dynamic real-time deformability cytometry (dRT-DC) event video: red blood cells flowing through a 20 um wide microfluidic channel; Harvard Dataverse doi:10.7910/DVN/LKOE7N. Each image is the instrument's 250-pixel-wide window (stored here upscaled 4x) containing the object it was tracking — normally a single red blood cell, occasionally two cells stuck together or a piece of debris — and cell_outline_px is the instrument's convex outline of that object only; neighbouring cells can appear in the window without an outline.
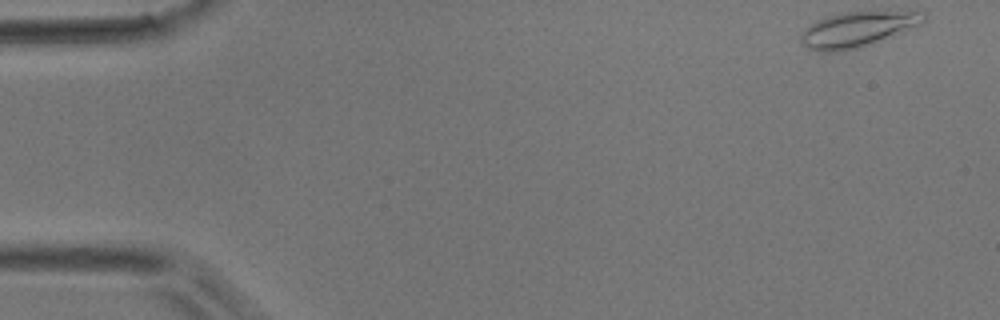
{"species": "common noctule bat (a hibernating species)", "species_latin": "Nyctalus noctula", "temperature_condition": "room temperature", "stored_images_in_passage": 43, "camera_frame_rate_fps": 3000, "um_per_image_px": 0.085, "animal": {"sex": "male", "body_mass_g": 17.9}, "frame": {"image": 1, "passage_image": 1, "time_ms": 0.0, "image_size_px": [1000, 320], "cell_outline_px": [[928, 16], [924, 20], [916, 24], [876, 40], [852, 48], [832, 52], [820, 52], [808, 48], [800, 40], [800, 36], [816, 20], [828, 16], [844, 12], [924, 12]], "centroid_in_image_um": [72.76, 2.47], "position_along_channel_um": 12.2, "area_um2": 23.52}}
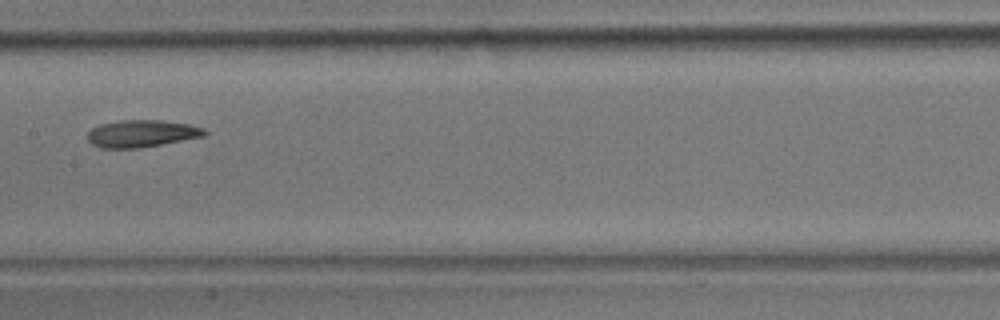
{"frame": {"image": 2, "passage_image": 21, "time_ms": 6.667, "image_size_px": [1000, 320], "cell_outline_px": [[208, 132], [204, 136], [140, 148], [100, 148], [92, 144], [88, 140], [88, 132], [92, 128], [100, 124], [120, 120], [160, 120], [188, 124], [204, 128]], "centroid_in_image_um": [12.03, 11.35], "position_along_channel_um": 195.4, "area_um2": 18.5}}
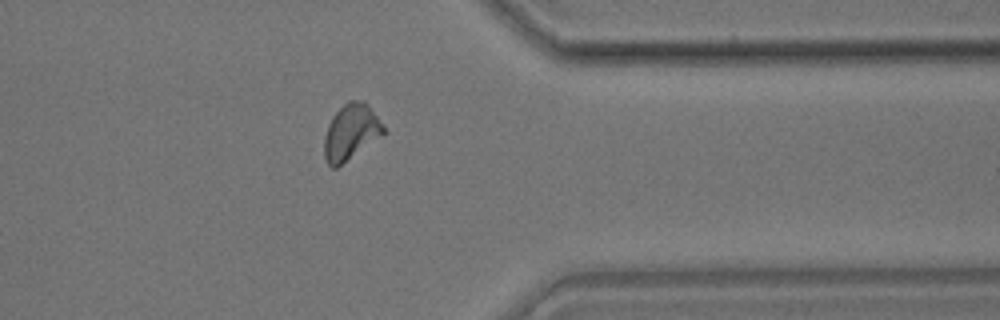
{"frame": {"image": 3, "passage_image": 34, "time_ms": 11.0, "image_size_px": [1000, 320], "cell_outline_px": [[388, 132], [384, 136], [336, 168], [332, 168], [328, 164], [324, 156], [324, 136], [328, 124], [332, 116], [348, 100], [364, 100], [368, 104]], "centroid_in_image_um": [29.85, 11.23], "position_along_channel_um": 381.5, "area_um2": 19.59}}